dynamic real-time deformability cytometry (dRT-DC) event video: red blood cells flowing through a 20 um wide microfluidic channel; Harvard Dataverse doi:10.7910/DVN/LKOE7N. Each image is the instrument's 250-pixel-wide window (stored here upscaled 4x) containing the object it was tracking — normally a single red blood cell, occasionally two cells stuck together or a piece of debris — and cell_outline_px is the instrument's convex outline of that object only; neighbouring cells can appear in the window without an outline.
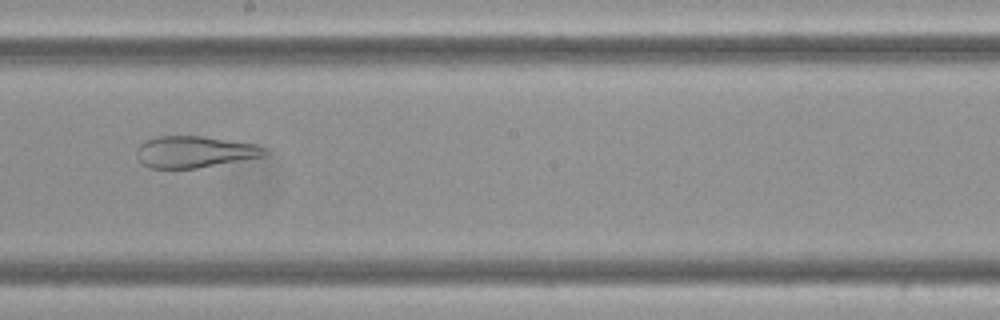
{"species": "Egyptian fruit bat (a non-hibernating species)", "species_latin": "Rousettus aegyptiacus", "temperature_condition": "cold", "stored_images_in_passage": 11, "camera_frame_rate_fps": 3000, "um_per_image_px": 0.085, "frame": {"image": 1, "passage_image": 5, "time_ms": 1.333, "image_size_px": [1000, 320], "cell_outline_px": [[268, 152], [264, 156], [196, 168], [148, 168], [136, 156], [136, 148], [144, 140], [156, 136], [204, 136], [256, 144], [264, 148]], "centroid_in_image_um": [16.5, 12.89], "position_along_channel_um": 231.7, "area_um2": 23.52}}
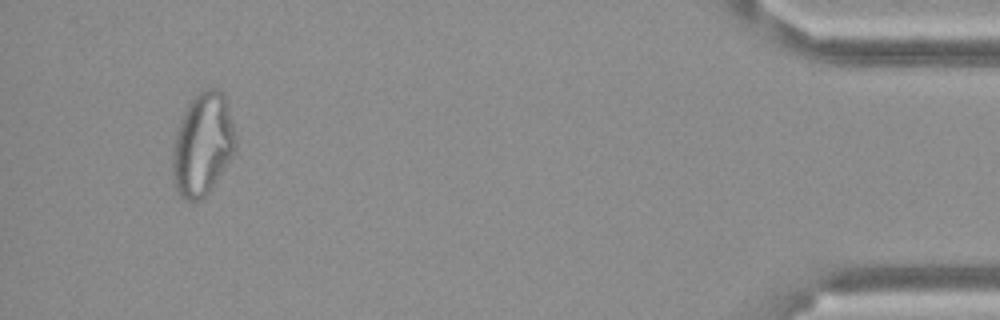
{"frame": {"image": 2, "passage_image": 10, "time_ms": 3.0, "image_size_px": [1000, 320], "cell_outline_px": [[236, 148], [232, 156], [208, 192], [200, 200], [188, 200], [180, 196], [176, 188], [172, 172], [172, 152], [176, 132], [184, 112], [188, 104], [204, 88], [216, 88], [224, 92], [236, 140]], "centroid_in_image_um": [17.22, 12.26], "position_along_channel_um": 418.0, "area_um2": 37.17}}